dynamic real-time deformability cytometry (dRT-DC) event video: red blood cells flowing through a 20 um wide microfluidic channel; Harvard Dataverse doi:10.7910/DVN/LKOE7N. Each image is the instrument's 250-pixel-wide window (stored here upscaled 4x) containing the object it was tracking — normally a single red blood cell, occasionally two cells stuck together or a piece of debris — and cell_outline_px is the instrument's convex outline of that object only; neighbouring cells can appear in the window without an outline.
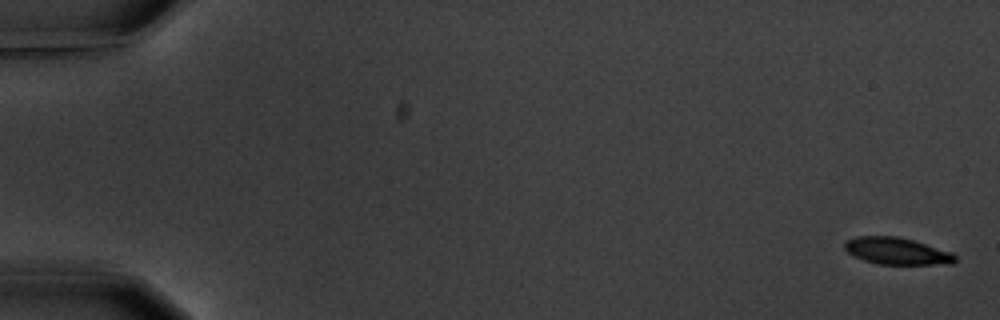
{"species": "common noctule bat (a hibernating species)", "species_latin": "Nyctalus noctula", "temperature_condition": "warm", "stored_images_in_passage": 6, "camera_frame_rate_fps": 3000, "um_per_image_px": 0.085, "animal": {"sex": "male", "body_mass_g": 20.1, "forearm_length_mm": 53.5}, "frame": {"image": 1, "passage_image": 1, "time_ms": 0.0, "image_size_px": [1000, 320], "cell_outline_px": [[956, 260], [952, 264], [880, 264], [864, 260], [848, 252], [844, 248], [844, 244], [848, 240], [856, 236], [896, 236], [912, 240], [952, 252], [956, 256]], "centroid_in_image_um": [76.25, 21.34], "position_along_channel_um": 8.8, "area_um2": 17.11}}
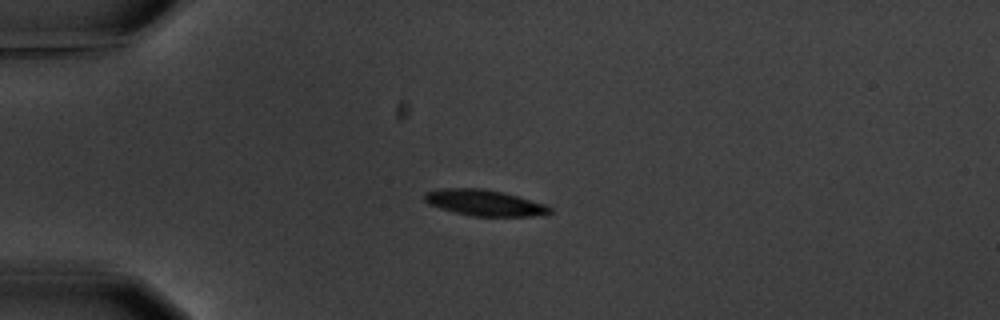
{"frame": {"image": 2, "passage_image": 5, "time_ms": 4.667, "image_size_px": [1000, 320], "cell_outline_px": [[552, 212], [532, 216], [472, 216], [440, 208], [428, 204], [424, 200], [424, 192], [440, 188], [484, 188], [504, 192], [544, 204], [552, 208]], "centroid_in_image_um": [41.13, 17.22], "position_along_channel_um": 43.9, "area_um2": 18.96}}